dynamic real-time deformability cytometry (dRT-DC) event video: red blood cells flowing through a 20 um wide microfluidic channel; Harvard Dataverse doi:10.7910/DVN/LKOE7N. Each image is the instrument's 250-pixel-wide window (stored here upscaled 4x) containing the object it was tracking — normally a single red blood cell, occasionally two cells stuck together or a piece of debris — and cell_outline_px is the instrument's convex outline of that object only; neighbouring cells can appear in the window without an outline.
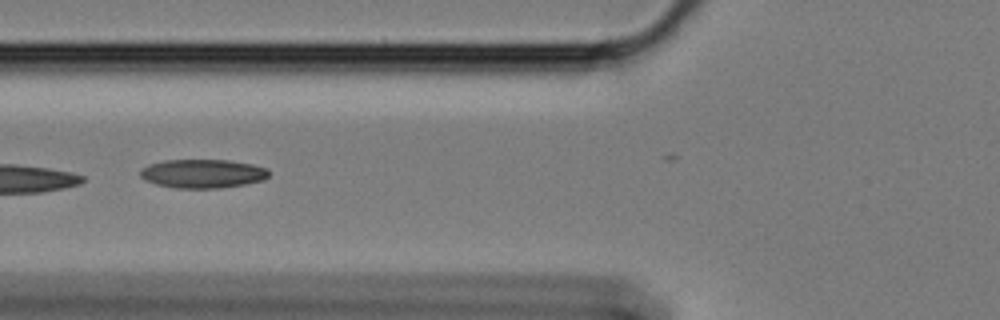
{"species": "Egyptian fruit bat (a non-hibernating species)", "species_latin": "Rousettus aegyptiacus", "temperature_condition": "cold", "stored_images_in_passage": 31, "camera_frame_rate_fps": 3000, "um_per_image_px": 0.085, "animal": {"sex": "female"}, "frame": {"image": 1, "passage_image": 2, "time_ms": 0.333, "image_size_px": [1000, 320], "cell_outline_px": [[268, 176], [264, 180], [244, 184], [220, 188], [176, 188], [156, 184], [144, 180], [140, 176], [140, 168], [148, 164], [164, 160], [228, 160], [252, 164], [268, 168]], "centroid_in_image_um": [17.2, 14.75], "position_along_channel_um": 108.6, "area_um2": 21.68}}